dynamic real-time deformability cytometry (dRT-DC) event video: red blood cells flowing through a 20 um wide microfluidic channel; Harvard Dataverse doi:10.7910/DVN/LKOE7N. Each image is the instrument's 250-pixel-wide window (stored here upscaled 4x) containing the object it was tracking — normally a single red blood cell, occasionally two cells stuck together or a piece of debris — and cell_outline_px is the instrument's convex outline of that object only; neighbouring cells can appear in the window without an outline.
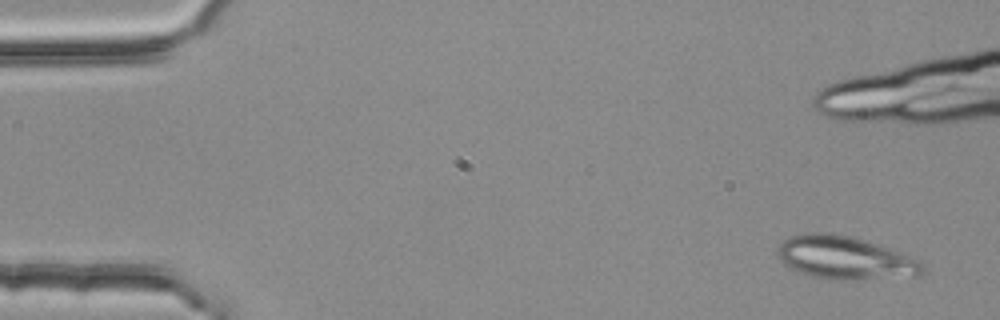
{"species": "common noctule bat (a hibernating species)", "species_latin": "Nyctalus noctula", "temperature_condition": "room temperature", "stored_images_in_passage": 8, "camera_frame_rate_fps": 3000, "um_per_image_px": 0.085, "animal": {"sex": "female", "body_mass_g": 25.1}, "frame": {"image": 1, "passage_image": 1, "time_ms": 0.0, "image_size_px": [1000, 320], "cell_outline_px": [[924, 272], [920, 276], [864, 280], [832, 280], [812, 276], [788, 268], [780, 260], [776, 252], [776, 248], [784, 240], [792, 236], [804, 232], [824, 232], [852, 236], [868, 240], [920, 260], [924, 264]], "centroid_in_image_um": [71.84, 21.92], "position_along_channel_um": 13.2, "area_um2": 37.11}}